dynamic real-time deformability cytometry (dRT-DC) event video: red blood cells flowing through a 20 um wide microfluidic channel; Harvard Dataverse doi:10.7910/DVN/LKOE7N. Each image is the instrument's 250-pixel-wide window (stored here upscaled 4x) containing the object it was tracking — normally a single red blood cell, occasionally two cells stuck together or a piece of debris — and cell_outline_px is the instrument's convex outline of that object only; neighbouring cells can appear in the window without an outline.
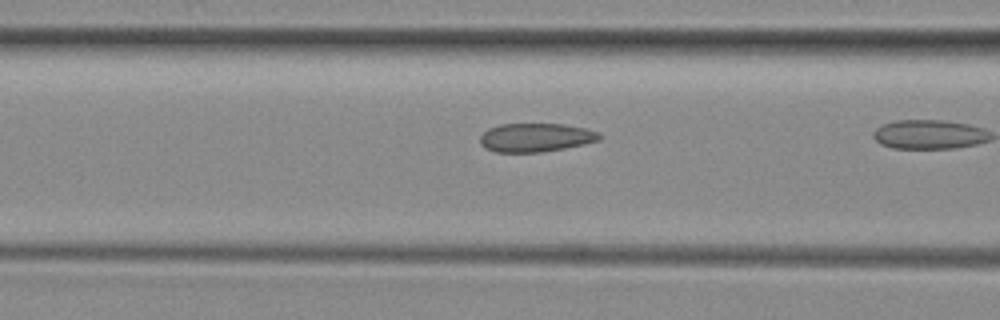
{"species": "common noctule bat (a hibernating species)", "species_latin": "Nyctalus noctula", "temperature_condition": "room temperature", "stored_images_in_passage": 44, "camera_frame_rate_fps": 3000, "um_per_image_px": 0.085, "animal": {"sex": "female", "body_mass_g": 29.2, "forearm_length_mm": 56.3}, "frame": {"image": 1, "passage_image": 18, "time_ms": 5.667, "image_size_px": [1000, 320], "cell_outline_px": [[600, 140], [584, 144], [564, 148], [540, 152], [496, 152], [484, 148], [480, 144], [480, 136], [488, 128], [500, 124], [564, 124], [584, 128], [600, 132]], "centroid_in_image_um": [45.51, 11.69], "position_along_channel_um": 121.1, "area_um2": 19.94}}
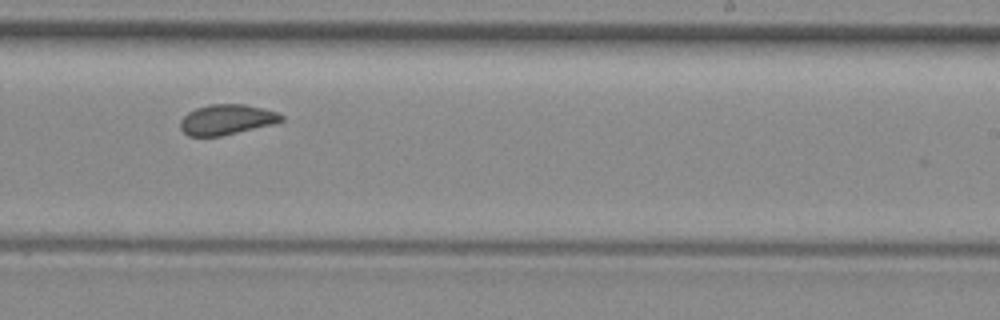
{"frame": {"image": 2, "passage_image": 30, "time_ms": 9.667, "image_size_px": [1000, 320], "cell_outline_px": [[284, 120], [272, 124], [220, 136], [188, 136], [180, 128], [180, 120], [188, 112], [196, 108], [208, 104], [244, 104], [264, 108], [276, 112], [284, 116]], "centroid_in_image_um": [19.25, 10.15], "position_along_channel_um": 269.7, "area_um2": 17.74}}
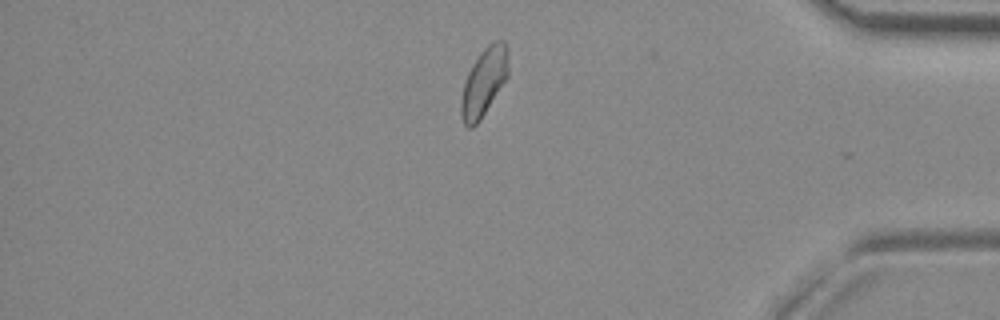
{"frame": {"image": 3, "passage_image": 42, "time_ms": 13.667, "image_size_px": [1000, 320], "cell_outline_px": [[508, 76], [480, 120], [472, 128], [468, 128], [464, 124], [460, 112], [460, 100], [464, 84], [468, 72], [472, 64], [480, 52], [488, 44], [496, 40], [504, 40], [508, 48]], "centroid_in_image_um": [41.13, 6.96], "position_along_channel_um": 394.1, "area_um2": 18.73}, "authors_computed_cell_mechanics": {"area_um2": 19.4497, "velocity_mm_per_s": 3.94, "shape_relaxation_time_tau1_ms": 4.3068, "shape_relaxation_time_tau2_ms": 0.8305, "deformation_change_tau1": 0.0965, "deformation_change_tau2": 0.0521}}